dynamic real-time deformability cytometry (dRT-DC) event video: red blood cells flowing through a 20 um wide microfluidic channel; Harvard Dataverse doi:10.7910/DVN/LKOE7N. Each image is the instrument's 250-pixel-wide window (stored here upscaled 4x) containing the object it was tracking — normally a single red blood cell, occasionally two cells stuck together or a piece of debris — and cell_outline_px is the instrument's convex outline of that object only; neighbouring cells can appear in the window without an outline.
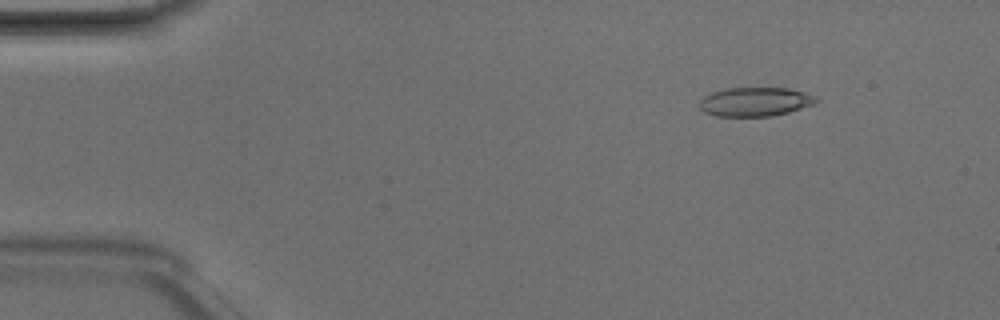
{"species": "Egyptian fruit bat (a non-hibernating species)", "species_latin": "Rousettus aegyptiacus", "temperature_condition": "room temperature", "stored_images_in_passage": 5, "camera_frame_rate_fps": 3000, "um_per_image_px": 0.085, "animal": {"sex": "male"}, "frame": {"image": 1, "passage_image": 2, "time_ms": 0.333, "image_size_px": [1000, 320], "cell_outline_px": [[820, 100], [812, 104], [788, 112], [772, 116], [716, 116], [704, 112], [700, 108], [700, 100], [704, 96], [712, 92], [724, 88], [788, 88], [804, 92], [816, 96]], "centroid_in_image_um": [64.17, 8.64], "position_along_channel_um": 20.8, "area_um2": 19.65}}
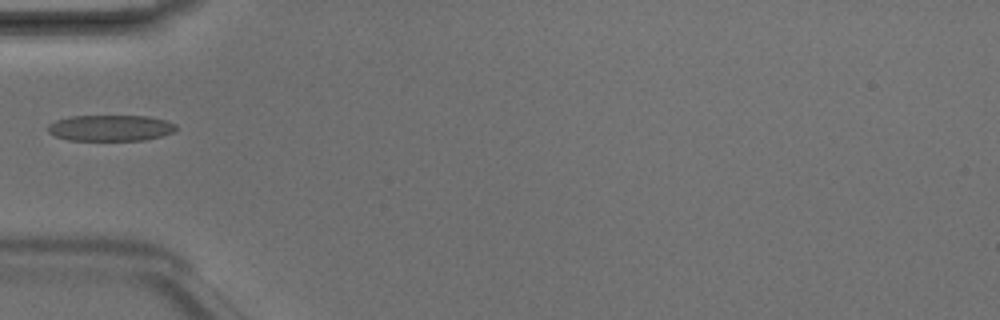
{"frame": {"image": 2, "passage_image": 4, "time_ms": 1.0, "image_size_px": [1000, 320], "cell_outline_px": [[176, 128], [172, 132], [160, 136], [144, 140], [68, 140], [56, 136], [48, 132], [48, 124], [56, 120], [68, 116], [148, 116], [168, 120], [176, 124]], "centroid_in_image_um": [9.38, 10.87], "position_along_channel_um": 75.6, "area_um2": 19.48}}